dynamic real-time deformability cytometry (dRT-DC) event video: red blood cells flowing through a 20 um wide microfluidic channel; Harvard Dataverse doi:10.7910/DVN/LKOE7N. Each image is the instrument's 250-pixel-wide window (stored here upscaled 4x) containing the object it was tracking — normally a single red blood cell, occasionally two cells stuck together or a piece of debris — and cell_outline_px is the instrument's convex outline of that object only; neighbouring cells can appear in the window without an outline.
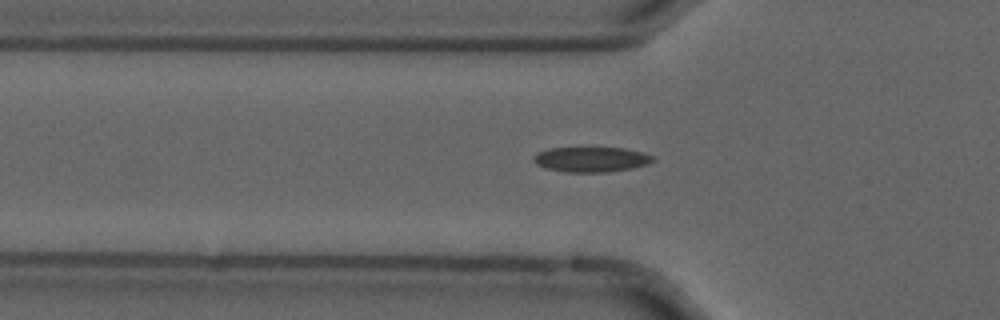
{"species": "common noctule bat (a hibernating species)", "species_latin": "Nyctalus noctula", "temperature_condition": "cold", "stored_images_in_passage": 55, "camera_frame_rate_fps": 3000, "um_per_image_px": 0.085, "animal": {"sex": "male", "forearm_length_mm": 52.5}, "frame": {"image": 1, "passage_image": 18, "time_ms": 5.667, "image_size_px": [1000, 320], "cell_outline_px": [[656, 160], [648, 164], [632, 168], [608, 172], [564, 172], [544, 168], [536, 164], [532, 160], [532, 156], [536, 152], [548, 148], [624, 148], [644, 152], [652, 156]], "centroid_in_image_um": [50.22, 13.55], "position_along_channel_um": 75.6, "area_um2": 17.69}}
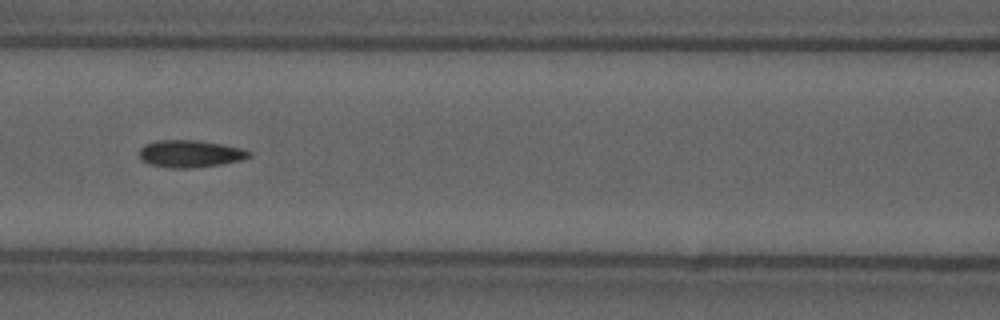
{"frame": {"image": 2, "passage_image": 24, "time_ms": 7.667, "image_size_px": [1000, 320], "cell_outline_px": [[252, 156], [240, 160], [220, 164], [192, 168], [172, 168], [148, 164], [140, 160], [140, 148], [144, 144], [156, 140], [196, 140], [220, 144], [240, 148], [252, 152]], "centroid_in_image_um": [16.12, 13.07], "position_along_channel_um": 150.5, "area_um2": 17.4}}
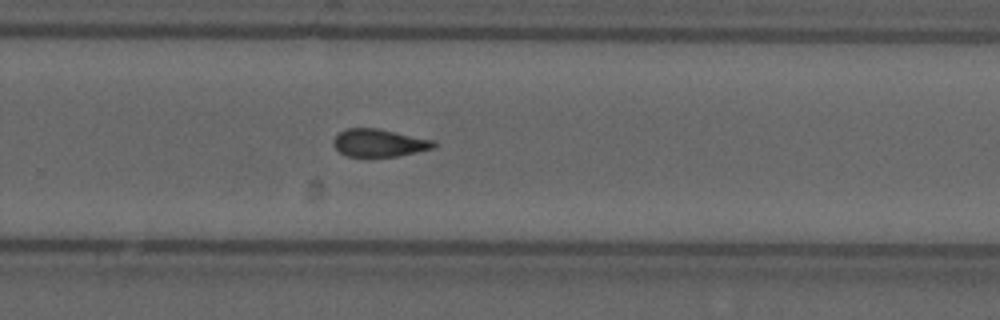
{"frame": {"image": 3, "passage_image": 36, "time_ms": 11.667, "image_size_px": [1000, 320], "cell_outline_px": [[436, 144], [432, 148], [416, 152], [396, 156], [368, 160], [344, 156], [332, 144], [332, 140], [340, 132], [348, 128], [376, 128], [436, 140]], "centroid_in_image_um": [32.17, 12.19], "position_along_channel_um": 297.6, "area_um2": 16.82}, "authors_computed_cell_mechanics": {"area_um2": 16.8198, "velocity_mm_per_s": 3.7006, "shape_relaxation_time_tau1_ms": null, "shape_relaxation_time_tau2_ms": 2.7606, "deformation_change_tau1": null, "deformation_change_tau2": 0.0849}}